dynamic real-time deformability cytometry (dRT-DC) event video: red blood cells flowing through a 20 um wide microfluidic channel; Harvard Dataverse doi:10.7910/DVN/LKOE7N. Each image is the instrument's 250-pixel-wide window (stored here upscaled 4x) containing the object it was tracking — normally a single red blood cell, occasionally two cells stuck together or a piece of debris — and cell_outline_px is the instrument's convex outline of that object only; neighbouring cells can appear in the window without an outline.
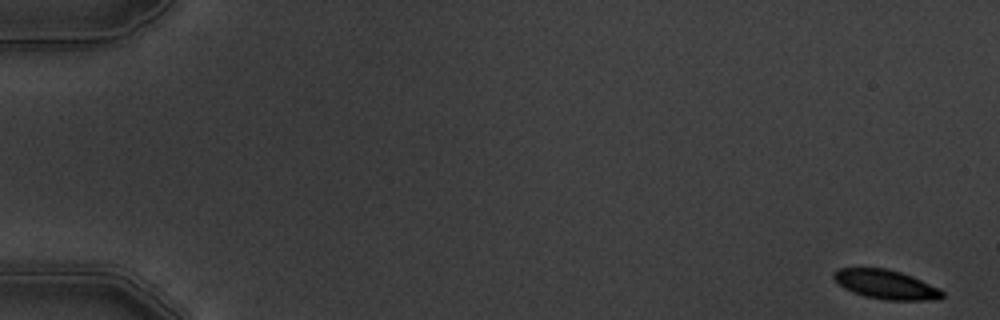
{"species": "common noctule bat (a hibernating species)", "species_latin": "Nyctalus noctula", "temperature_condition": "warm", "stored_images_in_passage": 5, "camera_frame_rate_fps": 3000, "um_per_image_px": 0.085, "animal": {"sex": "male", "body_mass_g": 19.5, "forearm_length_mm": 54.6}, "frame": {"image": 1, "passage_image": 1, "time_ms": 0.0, "image_size_px": [1000, 320], "cell_outline_px": [[944, 296], [940, 300], [888, 300], [864, 296], [852, 292], [844, 288], [832, 276], [832, 272], [840, 268], [888, 268], [912, 276], [940, 288], [944, 292]], "centroid_in_image_um": [75.33, 24.18], "position_along_channel_um": 9.7, "area_um2": 18.55}}
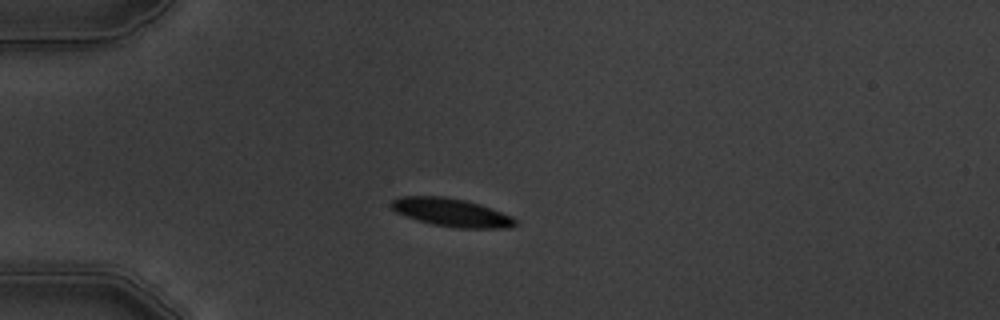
{"frame": {"image": 2, "passage_image": 5, "time_ms": 4.667, "image_size_px": [1000, 320], "cell_outline_px": [[516, 224], [512, 228], [456, 228], [432, 224], [416, 220], [396, 212], [388, 204], [392, 200], [404, 196], [444, 196], [464, 200], [480, 204], [492, 208], [512, 216], [516, 220]], "centroid_in_image_um": [38.38, 18.06], "position_along_channel_um": 46.6, "area_um2": 20.46}}